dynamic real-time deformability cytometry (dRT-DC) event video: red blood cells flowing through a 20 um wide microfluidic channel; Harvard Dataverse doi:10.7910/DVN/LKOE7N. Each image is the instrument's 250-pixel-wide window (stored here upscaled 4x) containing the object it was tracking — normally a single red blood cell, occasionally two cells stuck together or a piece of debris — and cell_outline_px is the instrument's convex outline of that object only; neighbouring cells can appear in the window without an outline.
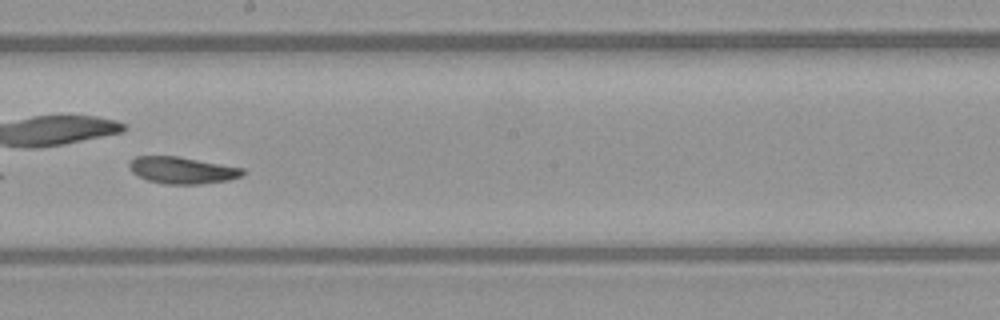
{"species": "common noctule bat (a hibernating species)", "species_latin": "Nyctalus noctula", "temperature_condition": "warm", "stored_images_in_passage": 38, "camera_frame_rate_fps": 3000, "um_per_image_px": 0.085, "animal": {"sex": "female", "body_mass_g": 21.9}, "frame": {"image": 1, "passage_image": 17, "time_ms": 5.333, "image_size_px": [1000, 320], "cell_outline_px": [[244, 172], [240, 176], [228, 180], [200, 184], [164, 184], [148, 180], [136, 176], [128, 168], [128, 164], [136, 156], [176, 156], [244, 168]], "centroid_in_image_um": [15.44, 14.47], "position_along_channel_um": 232.8, "area_um2": 17.63}, "authors_computed_cell_mechanics": {"area_um2": 18.0625, "velocity_mm_per_s": 3.9804, "shape_relaxation_time_tau1_ms": 5.6016, "shape_relaxation_time_tau2_ms": null, "deformation_change_tau1": 0.1301, "deformation_change_tau2": null}}